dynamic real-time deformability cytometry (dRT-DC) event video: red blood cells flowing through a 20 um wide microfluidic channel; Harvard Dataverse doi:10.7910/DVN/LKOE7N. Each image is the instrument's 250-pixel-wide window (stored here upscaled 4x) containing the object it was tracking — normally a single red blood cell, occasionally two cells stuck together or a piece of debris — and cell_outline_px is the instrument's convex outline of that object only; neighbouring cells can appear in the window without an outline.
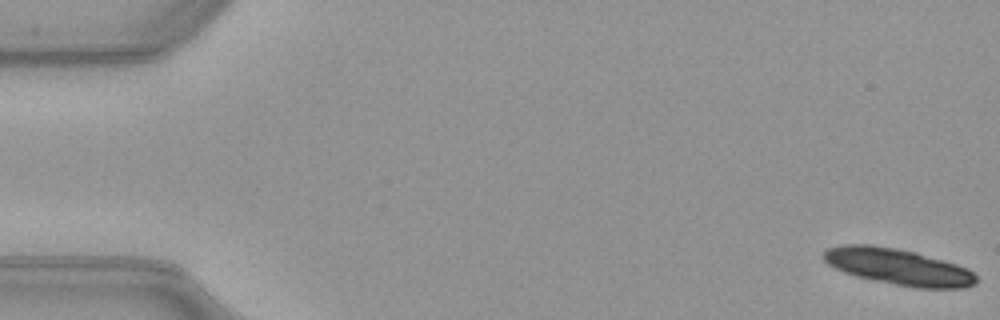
{"species": "common noctule bat (a hibernating species)", "species_latin": "Nyctalus noctula", "temperature_condition": "warm", "stored_images_in_passage": 33, "segment_of_instrument_passage": [1, 2], "camera_frame_rate_fps": 3000, "um_per_image_px": 0.085, "animal": {"sex": "female", "body_mass_g": 21.9}, "frame": {"image": 1, "passage_image": 1, "time_ms": 0.0, "image_size_px": [1000, 320], "cell_outline_px": [[976, 284], [964, 288], [916, 288], [856, 276], [844, 272], [828, 264], [820, 256], [828, 248], [844, 244], [872, 244], [896, 248], [916, 252], [956, 264], [968, 268], [976, 276]], "centroid_in_image_um": [76.34, 22.66], "position_along_channel_um": 8.7, "area_um2": 32.19}}